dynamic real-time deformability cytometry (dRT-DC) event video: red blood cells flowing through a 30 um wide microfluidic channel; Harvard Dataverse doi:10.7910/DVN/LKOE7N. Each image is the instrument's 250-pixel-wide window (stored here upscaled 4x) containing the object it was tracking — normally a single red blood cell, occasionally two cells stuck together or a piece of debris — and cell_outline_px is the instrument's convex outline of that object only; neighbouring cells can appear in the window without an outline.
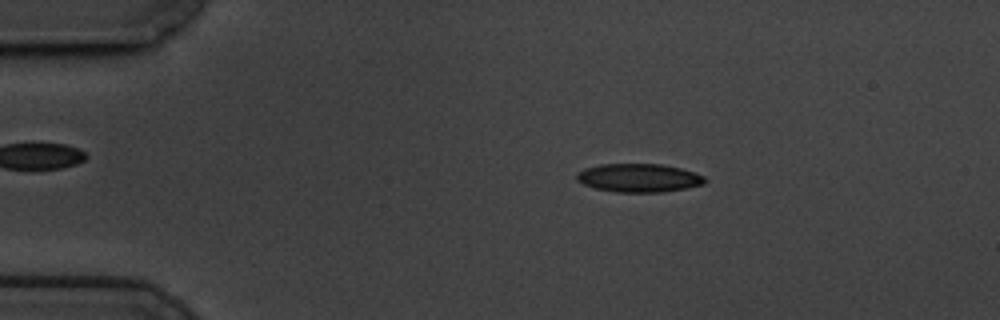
{"species": "common noctule bat (a hibernating species)", "species_latin": "Nyctalus noctula", "temperature_condition": "cold", "stored_images_in_passage": 58, "camera_frame_rate_fps": 3000, "um_per_image_px": 0.085, "animal": {"sex": "male", "body_mass_g": 19.5, "forearm_length_mm": 54.6}, "frame": {"image": 1, "passage_image": 10, "time_ms": 3.0, "image_size_px": [1000, 320], "cell_outline_px": [[708, 180], [704, 184], [688, 188], [664, 192], [616, 192], [596, 188], [584, 184], [576, 180], [576, 172], [584, 168], [600, 164], [660, 164], [680, 168], [696, 172], [704, 176]], "centroid_in_image_um": [54.32, 15.12], "position_along_channel_um": 30.7, "area_um2": 21.44}}
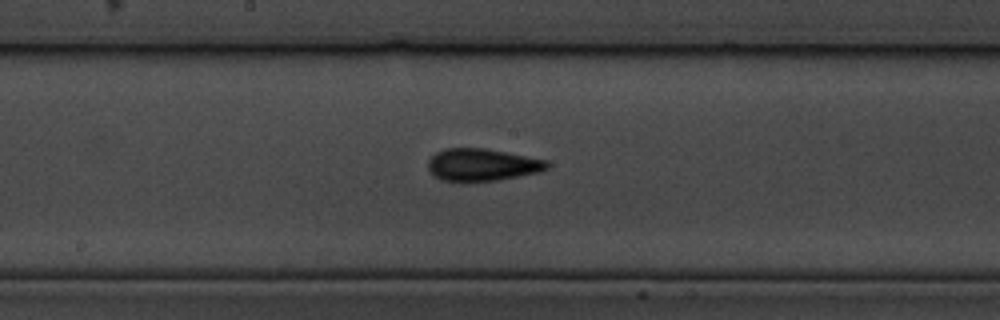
{"frame": {"image": 2, "passage_image": 30, "time_ms": 9.667, "image_size_px": [1000, 320], "cell_outline_px": [[548, 168], [540, 172], [496, 180], [440, 180], [428, 168], [428, 160], [436, 152], [444, 148], [484, 148], [548, 160]], "centroid_in_image_um": [40.99, 13.98], "position_along_channel_um": 207.2, "area_um2": 22.02}}
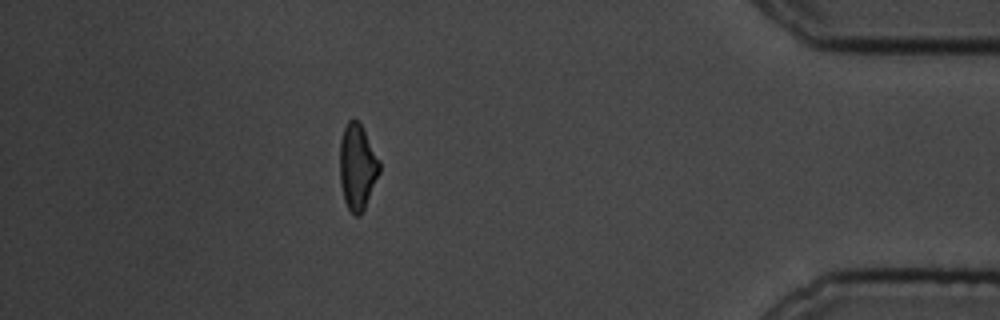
{"frame": {"image": 3, "passage_image": 51, "time_ms": 16.667, "image_size_px": [1000, 320], "cell_outline_px": [[380, 172], [364, 208], [360, 216], [356, 216], [348, 208], [344, 200], [340, 184], [340, 140], [344, 128], [348, 120], [356, 120], [360, 124], [380, 160]], "centroid_in_image_um": [30.37, 14.19], "position_along_channel_um": 404.8, "area_um2": 19.59}, "authors_computed_cell_mechanics": {"area_um2": 21.0392, "velocity_mm_per_s": 3.4431, "shape_relaxation_time_tau1_ms": 5.0747, "shape_relaxation_time_tau2_ms": 1.8642, "deformation_change_tau1": 0.1696, "deformation_change_tau2": 0.1026}}